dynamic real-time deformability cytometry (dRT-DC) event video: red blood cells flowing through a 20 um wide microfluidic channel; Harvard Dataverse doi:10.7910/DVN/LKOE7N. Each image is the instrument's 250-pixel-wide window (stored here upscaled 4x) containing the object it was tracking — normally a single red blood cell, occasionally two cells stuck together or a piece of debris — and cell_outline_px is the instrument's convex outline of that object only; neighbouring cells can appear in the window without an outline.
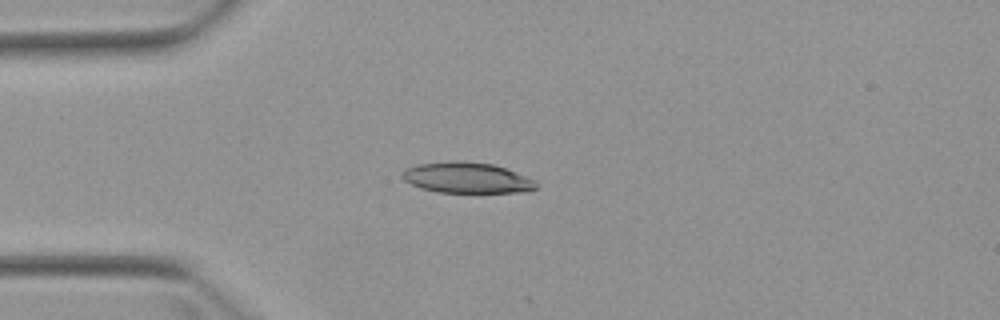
{"species": "Egyptian fruit bat (a non-hibernating species)", "species_latin": "Rousettus aegyptiacus", "temperature_condition": "warm", "stored_images_in_passage": 2, "camera_frame_rate_fps": 3000, "um_per_image_px": 0.085, "animal": {"sex": "female"}, "frame": {"image": 1, "passage_image": 2, "time_ms": 2.0, "image_size_px": [1000, 320], "cell_outline_px": [[536, 188], [520, 192], [436, 192], [420, 188], [404, 180], [400, 176], [408, 168], [416, 164], [456, 160], [492, 164], [504, 168], [536, 180]], "centroid_in_image_um": [39.65, 15.11], "position_along_channel_um": 45.3, "area_um2": 23.76}}